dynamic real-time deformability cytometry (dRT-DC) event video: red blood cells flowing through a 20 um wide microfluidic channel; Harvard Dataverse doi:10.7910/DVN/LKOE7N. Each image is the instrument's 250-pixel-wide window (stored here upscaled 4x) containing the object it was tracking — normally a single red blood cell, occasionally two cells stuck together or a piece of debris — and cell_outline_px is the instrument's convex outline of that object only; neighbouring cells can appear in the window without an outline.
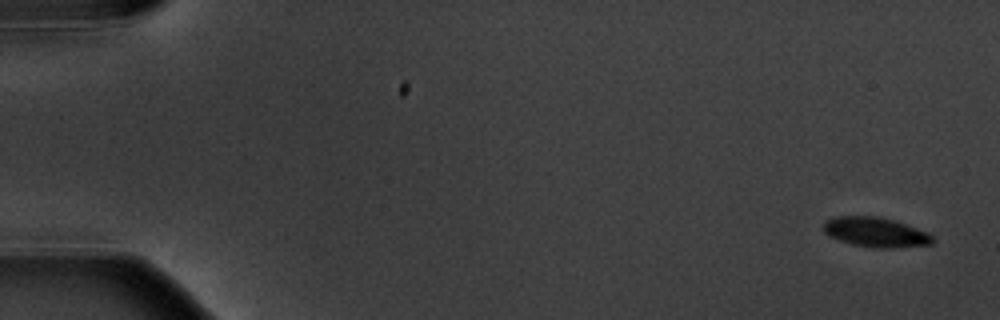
{"species": "common noctule bat (a hibernating species)", "species_latin": "Nyctalus noctula", "temperature_condition": "warm", "stored_images_in_passage": 15, "camera_frame_rate_fps": 3000, "um_per_image_px": 0.085, "animal": {"sex": "male", "body_mass_g": 20.1, "forearm_length_mm": 53.5}, "frame": {"image": 1, "passage_image": 1, "time_ms": 0.0, "image_size_px": [1000, 320], "cell_outline_px": [[936, 240], [932, 244], [892, 248], [872, 248], [852, 244], [828, 236], [824, 232], [824, 220], [836, 216], [880, 216], [896, 220], [928, 232]], "centroid_in_image_um": [74.44, 19.73], "position_along_channel_um": 10.6, "area_um2": 19.19}}
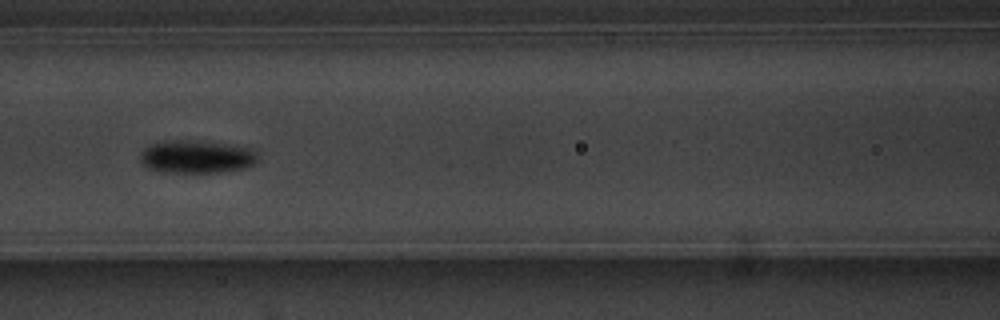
{"frame": {"image": 2, "passage_image": 7, "time_ms": 8.0, "image_size_px": [1000, 320], "cell_outline_px": [[256, 164], [244, 168], [220, 172], [164, 172], [148, 168], [140, 160], [140, 152], [144, 148], [152, 144], [168, 140], [188, 140], [236, 144], [252, 148], [256, 152]], "centroid_in_image_um": [16.73, 13.31], "position_along_channel_um": 149.9, "area_um2": 22.72}}
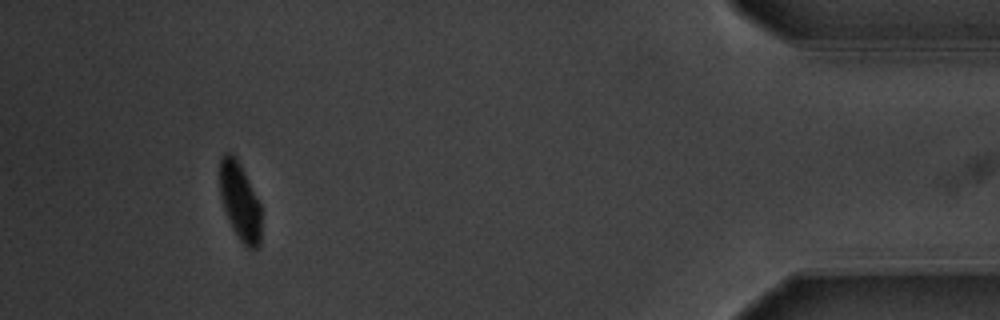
{"frame": {"image": 3, "passage_image": 14, "time_ms": 17.0, "image_size_px": [1000, 320], "cell_outline_px": [[260, 244], [252, 252], [236, 236], [228, 220], [220, 196], [220, 156], [224, 152], [232, 152], [236, 156], [260, 204]], "centroid_in_image_um": [20.37, 17.12], "position_along_channel_um": 414.8, "area_um2": 18.84}, "authors_computed_cell_mechanics": {"area_um2": 20.1722, "velocity_mm_per_s": 3.5949, "shape_relaxation_time_tau1_ms": 3.3648, "shape_relaxation_time_tau2_ms": null, "deformation_change_tau1": 0.0871, "deformation_change_tau2": null}}